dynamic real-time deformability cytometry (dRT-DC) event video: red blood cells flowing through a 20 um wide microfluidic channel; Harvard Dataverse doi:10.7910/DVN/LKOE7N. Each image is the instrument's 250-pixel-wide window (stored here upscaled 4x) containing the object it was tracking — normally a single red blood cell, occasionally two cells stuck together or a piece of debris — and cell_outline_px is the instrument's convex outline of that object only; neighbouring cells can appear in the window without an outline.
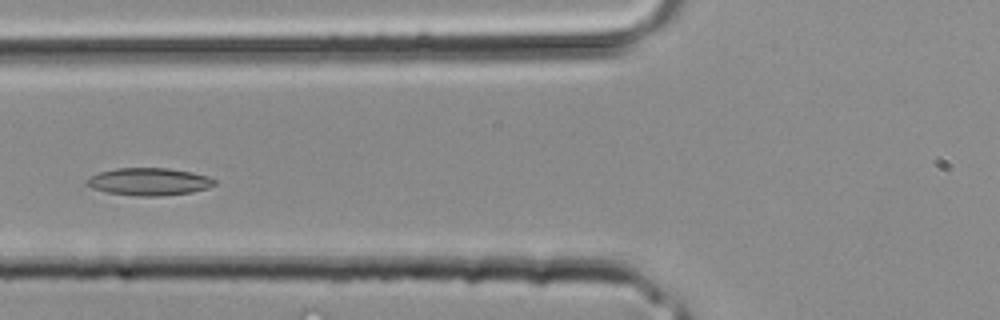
{"species": "common noctule bat (a hibernating species)", "species_latin": "Nyctalus noctula", "temperature_condition": "room temperature", "stored_images_in_passage": 29, "camera_frame_rate_fps": 3000, "um_per_image_px": 0.085, "animal": {"sex": "male", "body_mass_g": 20.4}, "frame": {"image": 1, "passage_image": 9, "time_ms": 2.667, "image_size_px": [1000, 320], "cell_outline_px": [[216, 184], [208, 188], [192, 192], [160, 196], [140, 196], [108, 192], [92, 188], [84, 184], [84, 180], [100, 172], [116, 168], [168, 168], [192, 172], [208, 176], [216, 180]], "centroid_in_image_um": [12.68, 15.44], "position_along_channel_um": 113.1, "area_um2": 20.46}}
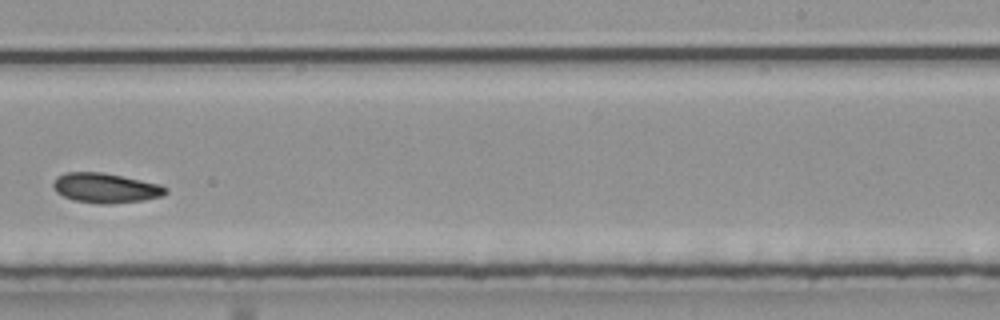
{"frame": {"image": 2, "passage_image": 17, "time_ms": 5.333, "image_size_px": [1000, 320], "cell_outline_px": [[168, 192], [160, 196], [144, 200], [112, 204], [100, 204], [72, 200], [56, 192], [52, 188], [52, 184], [56, 176], [64, 172], [104, 172], [160, 184], [168, 188]], "centroid_in_image_um": [8.94, 15.97], "position_along_channel_um": 280.1, "area_um2": 19.77}}
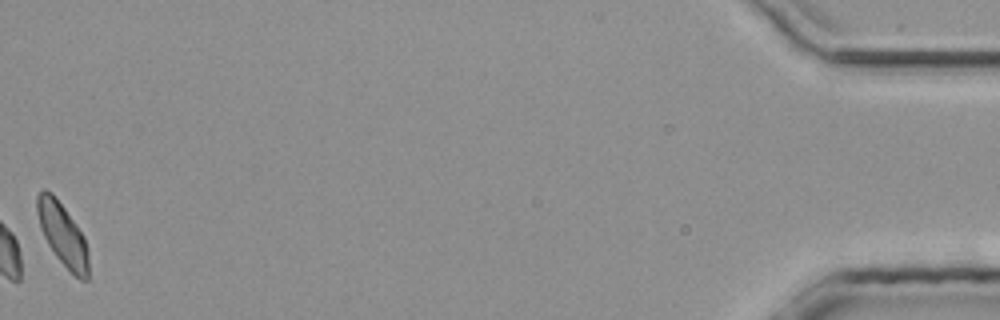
{"frame": {"image": 3, "passage_image": 29, "time_ms": 9.333, "image_size_px": [1000, 320], "cell_outline_px": [[88, 280], [80, 280], [56, 256], [48, 244], [40, 228], [36, 212], [36, 196], [44, 188], [52, 192], [64, 208], [84, 236], [88, 248]], "centroid_in_image_um": [5.31, 19.9], "position_along_channel_um": 429.9, "area_um2": 18.61}}